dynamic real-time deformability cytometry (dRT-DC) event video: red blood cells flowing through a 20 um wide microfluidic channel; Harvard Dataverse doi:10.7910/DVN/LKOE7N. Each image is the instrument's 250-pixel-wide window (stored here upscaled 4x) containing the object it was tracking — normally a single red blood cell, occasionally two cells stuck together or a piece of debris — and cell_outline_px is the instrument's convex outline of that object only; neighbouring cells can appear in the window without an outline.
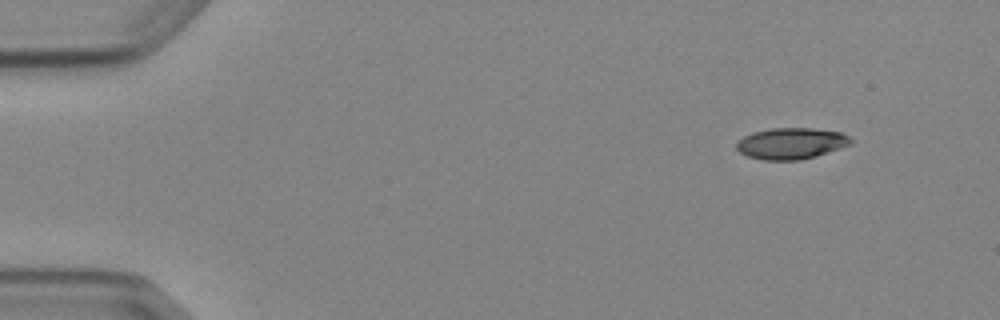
{"species": "Egyptian fruit bat (a non-hibernating species)", "species_latin": "Rousettus aegyptiacus", "temperature_condition": "cold", "stored_images_in_passage": 4, "camera_frame_rate_fps": 3000, "um_per_image_px": 0.085, "animal": {"sex": "female"}, "frame": {"image": 1, "passage_image": 1, "time_ms": 0.0, "image_size_px": [1000, 320], "cell_outline_px": [[852, 144], [816, 156], [800, 160], [764, 160], [748, 156], [740, 152], [736, 148], [736, 144], [744, 136], [752, 132], [772, 128], [812, 128], [844, 132], [852, 140]], "centroid_in_image_um": [67.27, 12.18], "position_along_channel_um": 17.7, "area_um2": 20.87}}
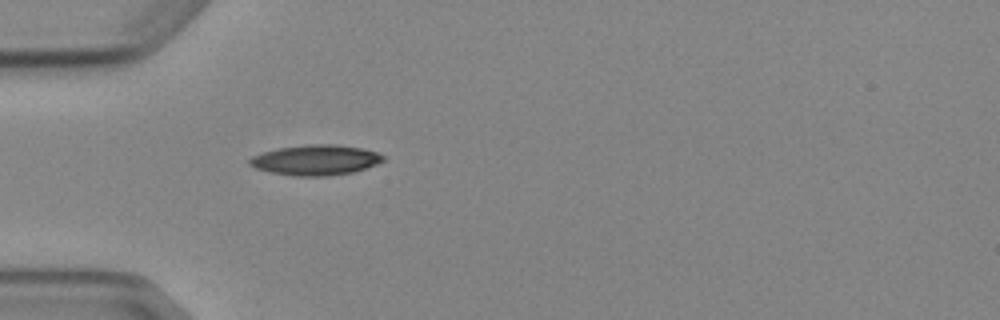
{"frame": {"image": 2, "passage_image": 4, "time_ms": 3.667, "image_size_px": [1000, 320], "cell_outline_px": [[384, 160], [376, 164], [352, 172], [328, 176], [296, 176], [268, 172], [256, 168], [248, 164], [248, 160], [252, 156], [264, 152], [280, 148], [312, 144], [332, 144], [360, 148], [376, 152], [384, 156]], "centroid_in_image_um": [26.8, 13.61], "position_along_channel_um": 58.2, "area_um2": 23.29}}